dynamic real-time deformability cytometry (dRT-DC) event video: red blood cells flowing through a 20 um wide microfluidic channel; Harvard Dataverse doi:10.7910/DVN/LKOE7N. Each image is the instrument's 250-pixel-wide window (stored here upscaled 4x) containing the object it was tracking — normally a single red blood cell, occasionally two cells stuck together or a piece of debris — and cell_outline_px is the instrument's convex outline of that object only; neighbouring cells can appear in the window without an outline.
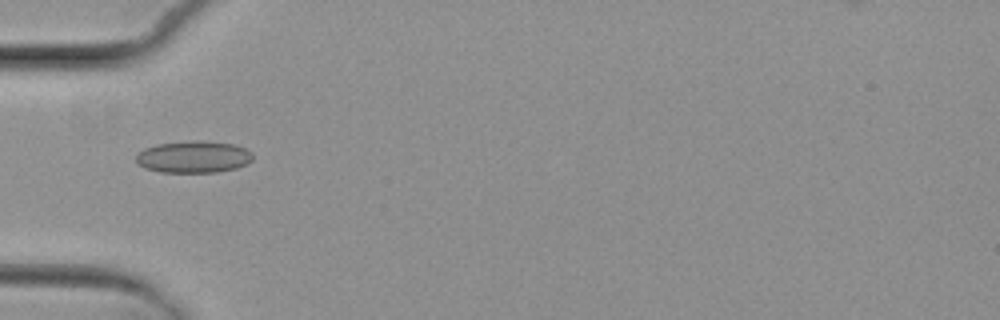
{"species": "common noctule bat (a hibernating species)", "species_latin": "Nyctalus noctula", "temperature_condition": "cold", "stored_images_in_passage": 1, "camera_frame_rate_fps": 3000, "um_per_image_px": 0.085, "animal": {"sex": "female", "body_mass_g": 29.2, "forearm_length_mm": 56.3}, "frame": {"image": 1, "passage_image": 1, "time_ms": 0.0, "image_size_px": [1000, 320], "cell_outline_px": [[252, 160], [248, 164], [236, 168], [216, 172], [160, 172], [144, 168], [136, 160], [136, 156], [144, 148], [156, 144], [192, 140], [196, 140], [232, 144], [244, 148], [252, 152]], "centroid_in_image_um": [16.45, 13.33], "position_along_channel_um": 68.5, "area_um2": 21.68}}